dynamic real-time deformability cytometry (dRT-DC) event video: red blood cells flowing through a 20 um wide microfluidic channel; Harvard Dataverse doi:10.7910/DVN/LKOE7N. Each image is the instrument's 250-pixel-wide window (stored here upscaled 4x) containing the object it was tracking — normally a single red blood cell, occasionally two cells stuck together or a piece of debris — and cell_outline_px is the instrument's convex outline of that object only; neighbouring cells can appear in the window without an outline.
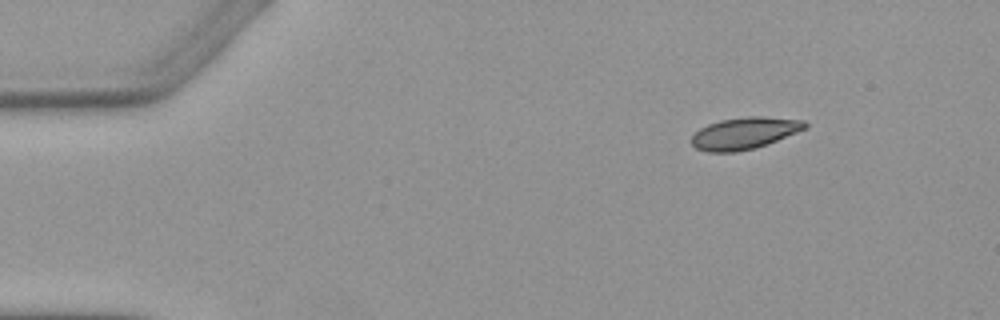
{"species": "Egyptian fruit bat (a non-hibernating species)", "species_latin": "Rousettus aegyptiacus", "temperature_condition": "warm", "stored_images_in_passage": 5, "camera_frame_rate_fps": 3000, "um_per_image_px": 0.085, "animal": {"sex": "female"}, "frame": {"image": 1, "passage_image": 1, "time_ms": 0.0, "image_size_px": [1000, 320], "cell_outline_px": [[808, 128], [756, 148], [736, 152], [708, 152], [696, 148], [692, 144], [692, 136], [700, 128], [708, 124], [720, 120], [748, 116], [764, 116], [804, 120], [808, 124]], "centroid_in_image_um": [63.3, 11.32], "position_along_channel_um": 21.7, "area_um2": 21.1}}
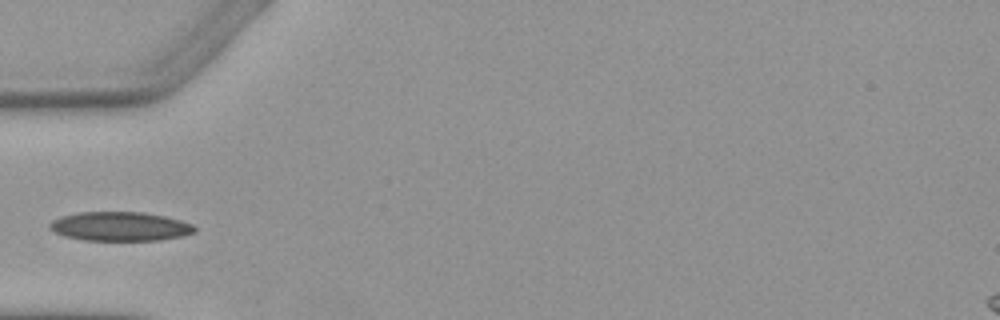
{"frame": {"image": 2, "passage_image": 4, "time_ms": 8.0, "image_size_px": [1000, 320], "cell_outline_px": [[196, 232], [184, 236], [160, 240], [84, 240], [64, 236], [48, 228], [48, 224], [52, 220], [64, 216], [80, 212], [144, 212], [164, 216], [180, 220], [192, 224], [196, 228]], "centroid_in_image_um": [10.23, 19.25], "position_along_channel_um": 74.8, "area_um2": 24.57}}
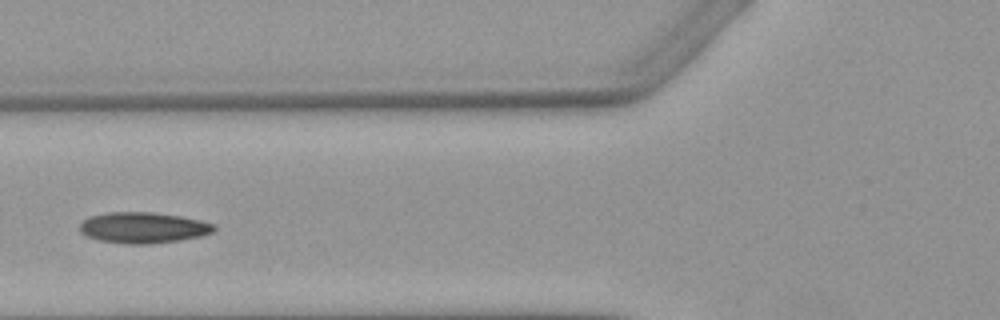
{"frame": {"image": 3, "passage_image": 5, "time_ms": 9.0, "image_size_px": [1000, 320], "cell_outline_px": [[216, 228], [212, 232], [200, 236], [180, 240], [152, 244], [124, 244], [100, 240], [88, 236], [80, 232], [80, 224], [88, 216], [108, 212], [152, 212], [180, 216], [200, 220], [216, 224]], "centroid_in_image_um": [12.17, 19.35], "position_along_channel_um": 113.6, "area_um2": 24.28}}